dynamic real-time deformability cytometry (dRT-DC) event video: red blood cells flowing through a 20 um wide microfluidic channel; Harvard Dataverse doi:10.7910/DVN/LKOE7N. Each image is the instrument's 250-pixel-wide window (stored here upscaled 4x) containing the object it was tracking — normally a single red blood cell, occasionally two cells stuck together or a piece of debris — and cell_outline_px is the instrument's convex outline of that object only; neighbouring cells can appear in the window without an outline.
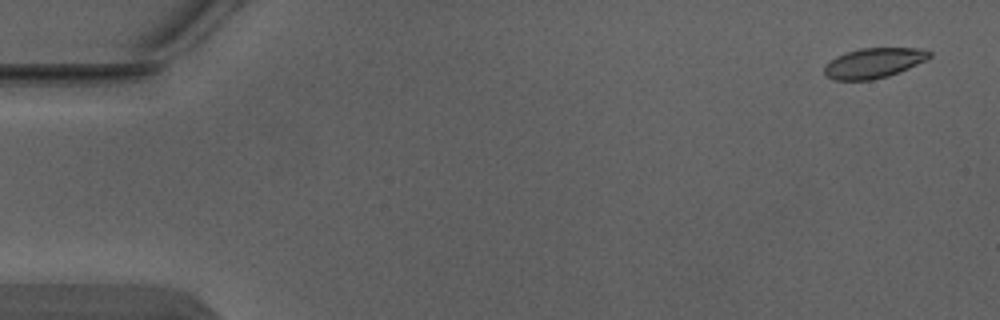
{"species": "Egyptian fruit bat (a non-hibernating species)", "species_latin": "Rousettus aegyptiacus", "temperature_condition": "warm", "stored_images_in_passage": 3, "camera_frame_rate_fps": 3000, "um_per_image_px": 0.085, "animal": {"sex": "male"}, "frame": {"image": 1, "passage_image": 1, "time_ms": 0.0, "image_size_px": [1000, 320], "cell_outline_px": [[932, 56], [908, 68], [888, 76], [872, 80], [832, 80], [824, 76], [824, 68], [836, 56], [860, 48], [924, 48], [932, 52]], "centroid_in_image_um": [74.27, 5.36], "position_along_channel_um": 10.7, "area_um2": 18.32}}
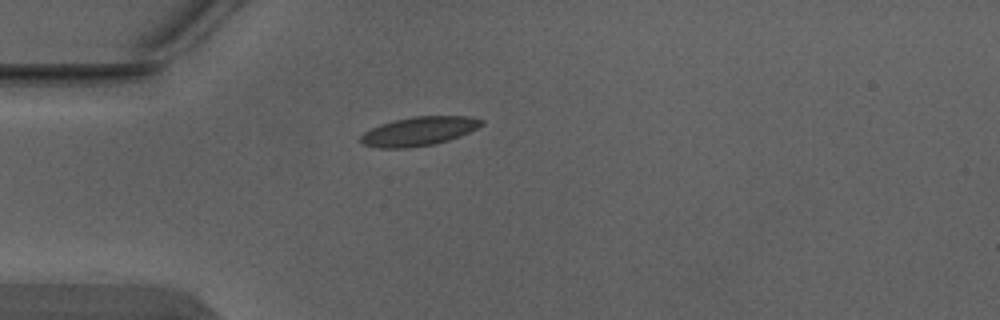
{"frame": {"image": 2, "passage_image": 3, "time_ms": 0.667, "image_size_px": [1000, 320], "cell_outline_px": [[484, 124], [460, 136], [436, 144], [408, 148], [380, 148], [364, 144], [360, 140], [360, 136], [364, 132], [380, 124], [412, 116], [468, 116], [484, 120]], "centroid_in_image_um": [35.62, 11.15], "position_along_channel_um": 49.4, "area_um2": 20.29}}